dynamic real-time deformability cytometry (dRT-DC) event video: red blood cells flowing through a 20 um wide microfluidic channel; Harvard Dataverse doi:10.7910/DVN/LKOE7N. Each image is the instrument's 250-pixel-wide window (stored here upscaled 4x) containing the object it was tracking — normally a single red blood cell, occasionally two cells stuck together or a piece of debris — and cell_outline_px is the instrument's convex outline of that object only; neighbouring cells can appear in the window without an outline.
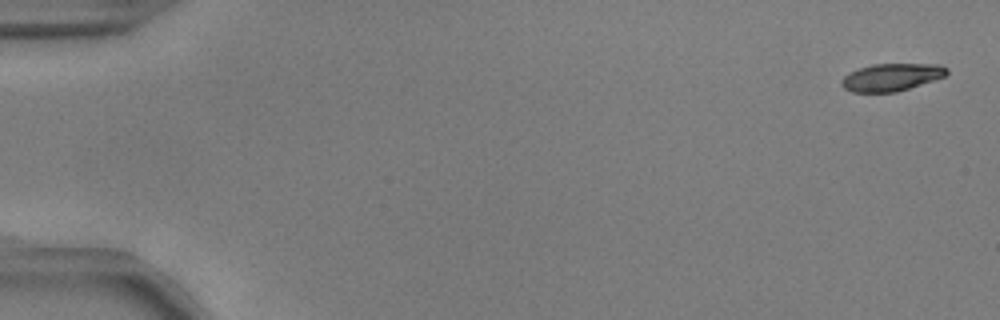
{"species": "common noctule bat (a hibernating species)", "species_latin": "Nyctalus noctula", "temperature_condition": "warm", "stored_images_in_passage": 32, "camera_frame_rate_fps": 3000, "um_per_image_px": 0.085, "animal": {"sex": "male", "body_mass_g": 17.9, "forearm_length_mm": 54.2}, "frame": {"image": 1, "passage_image": 1, "time_ms": 0.0, "image_size_px": [1000, 320], "cell_outline_px": [[948, 72], [944, 76], [896, 92], [852, 92], [844, 88], [840, 84], [840, 80], [848, 72], [872, 64], [940, 64], [948, 68]], "centroid_in_image_um": [75.73, 6.55], "position_along_channel_um": 9.3, "area_um2": 16.76}}
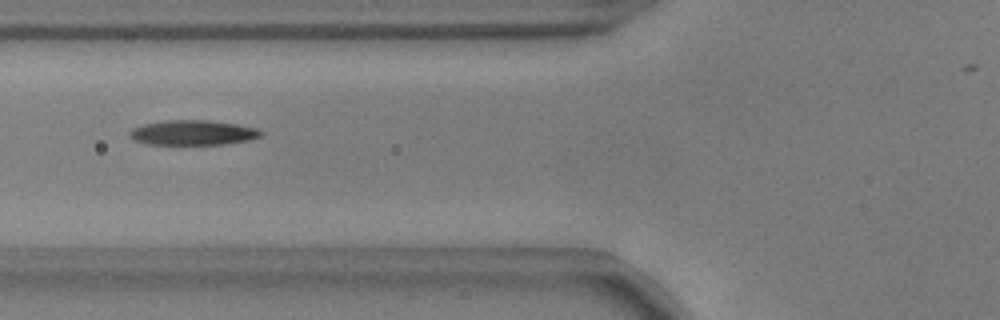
{"frame": {"image": 2, "passage_image": 21, "time_ms": 6.667, "image_size_px": [1000, 320], "cell_outline_px": [[264, 132], [260, 136], [252, 140], [224, 144], [148, 144], [132, 140], [128, 136], [128, 132], [132, 128], [144, 124], [164, 120], [208, 120], [236, 124], [256, 128]], "centroid_in_image_um": [16.37, 11.27], "position_along_channel_um": 109.4, "area_um2": 19.19}}
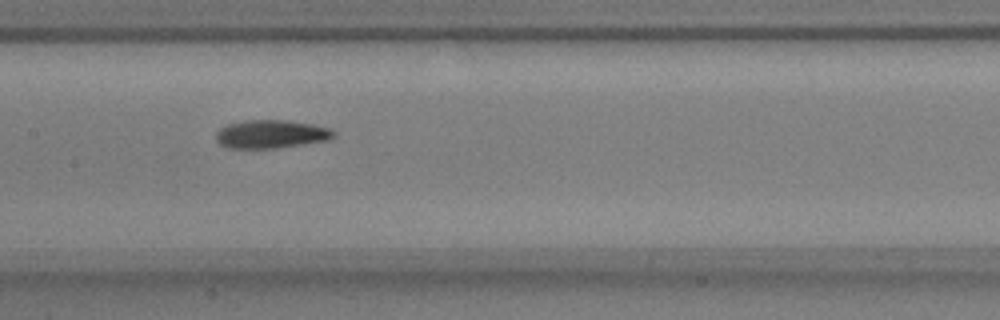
{"frame": {"image": 3, "passage_image": 27, "time_ms": 8.667, "image_size_px": [1000, 320], "cell_outline_px": [[336, 136], [328, 140], [304, 144], [276, 148], [228, 148], [220, 144], [216, 140], [216, 132], [220, 128], [228, 124], [244, 120], [288, 120], [312, 124], [332, 128], [336, 132]], "centroid_in_image_um": [23.07, 11.39], "position_along_channel_um": 184.3, "area_um2": 19.59}}